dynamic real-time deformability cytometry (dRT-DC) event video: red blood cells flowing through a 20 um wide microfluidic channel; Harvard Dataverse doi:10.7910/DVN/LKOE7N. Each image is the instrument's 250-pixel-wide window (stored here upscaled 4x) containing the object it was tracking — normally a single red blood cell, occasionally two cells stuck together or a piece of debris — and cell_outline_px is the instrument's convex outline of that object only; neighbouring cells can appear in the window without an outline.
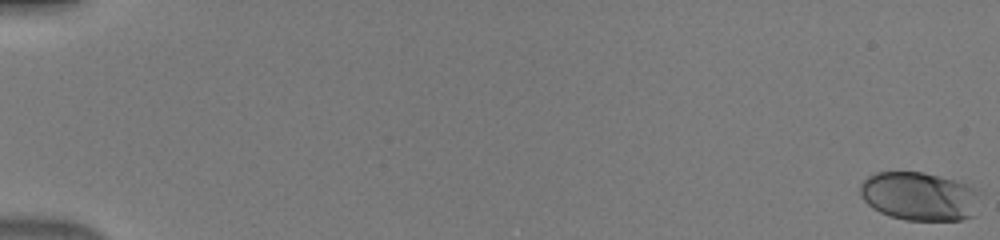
{"species": "human", "species_latin": "Homo sapiens", "temperature_condition": "warm", "stored_images_in_passage": 51, "camera_frame_rate_fps": 3000, "um_per_image_px": 0.085, "donor": {"sex": "male"}, "frame": {"image": 1, "passage_image": 1, "time_ms": 0.0, "image_size_px": [1000, 240], "cell_outline_px": [[984, 192], [972, 216], [960, 220], [904, 220], [880, 212], [872, 208], [860, 196], [860, 184], [868, 176], [876, 172], [924, 172], [956, 180], [968, 184]], "centroid_in_image_um": [78.19, 16.67], "position_along_channel_um": 6.8, "area_um2": 34.39}}
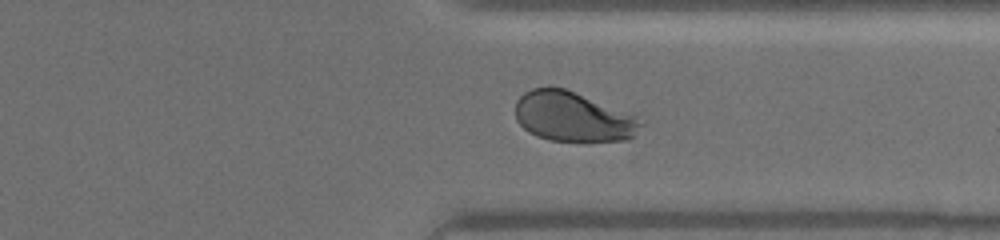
{"frame": {"image": 2, "passage_image": 41, "time_ms": 13.333, "image_size_px": [1000, 240], "cell_outline_px": [[644, 124], [628, 140], [548, 140], [536, 136], [528, 132], [516, 120], [516, 100], [524, 92], [532, 88], [564, 88], [636, 116]], "centroid_in_image_um": [48.66, 9.92], "position_along_channel_um": 362.7, "area_um2": 35.72}}
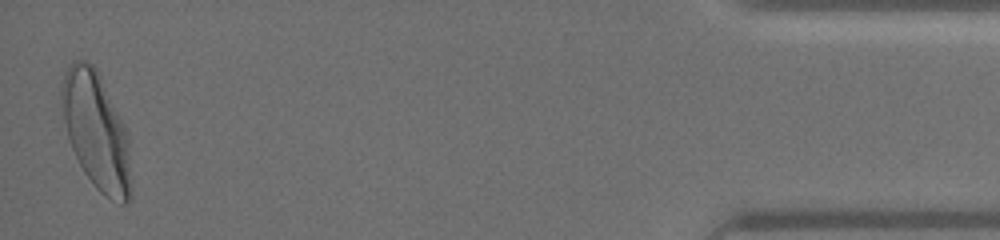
{"frame": {"image": 3, "passage_image": 51, "time_ms": 16.667, "image_size_px": [1000, 240], "cell_outline_px": [[132, 200], [124, 204], [120, 204], [104, 196], [96, 188], [84, 172], [72, 148], [68, 136], [64, 120], [60, 92], [60, 84], [64, 72], [68, 64], [72, 60], [84, 60], [92, 64], [96, 68], [128, 132], [132, 192]], "centroid_in_image_um": [8.2, 11.15], "position_along_channel_um": 427.0, "area_um2": 47.63}}